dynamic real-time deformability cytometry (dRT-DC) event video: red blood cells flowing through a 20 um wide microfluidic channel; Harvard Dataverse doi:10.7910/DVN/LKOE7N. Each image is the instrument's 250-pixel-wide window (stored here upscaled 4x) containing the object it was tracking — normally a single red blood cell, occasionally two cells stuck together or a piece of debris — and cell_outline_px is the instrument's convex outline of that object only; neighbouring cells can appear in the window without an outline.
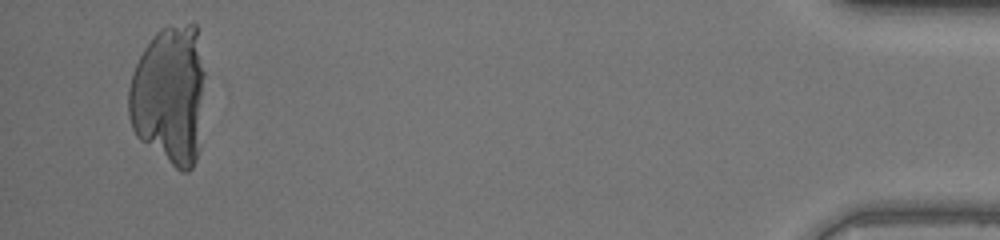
{"species": "human", "species_latin": "Homo sapiens", "temperature_condition": "warm", "stored_images_in_passage": 51, "segment_of_instrument_passage": [2, 2], "camera_frame_rate_fps": 3000, "um_per_image_px": 0.085, "donor": {"sex": "female"}, "frame": {"image": 1, "passage_image": 51, "time_ms": 16.667, "image_size_px": [1000, 240], "cell_outline_px": [[200, 80], [192, 164], [188, 168], [176, 164], [172, 160], [168, 152], [188, 48], [192, 36], [196, 28], [200, 72]], "centroid_in_image_um": [15.87, 9.3], "position_along_channel_um": 419.3, "area_um2": 17.4}}